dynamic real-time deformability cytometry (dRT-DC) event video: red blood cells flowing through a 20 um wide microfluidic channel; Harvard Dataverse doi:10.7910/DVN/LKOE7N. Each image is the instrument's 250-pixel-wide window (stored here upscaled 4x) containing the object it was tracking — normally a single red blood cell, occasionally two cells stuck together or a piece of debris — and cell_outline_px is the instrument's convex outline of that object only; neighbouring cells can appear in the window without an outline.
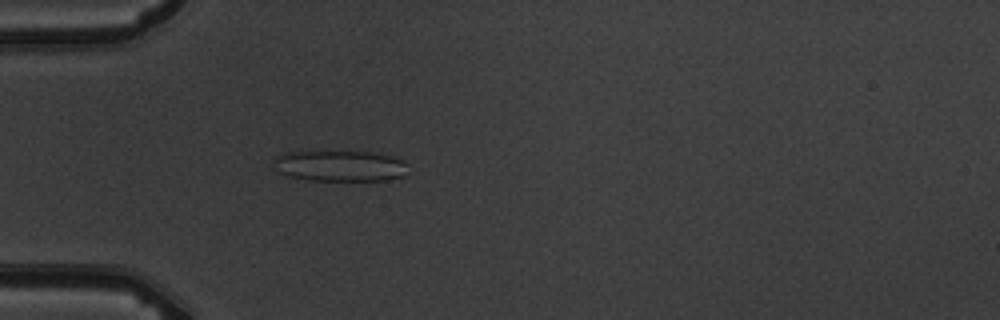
{"species": "common noctule bat (a hibernating species)", "species_latin": "Nyctalus noctula", "temperature_condition": "warm", "stored_images_in_passage": 4, "camera_frame_rate_fps": 3000, "um_per_image_px": 0.085, "animal": {"sex": "male", "body_mass_g": 19.5, "forearm_length_mm": 54.6}, "frame": {"image": 1, "passage_image": 4, "time_ms": 3.333, "image_size_px": [1000, 320], "cell_outline_px": [[408, 164], [404, 176], [388, 180], [312, 180], [288, 176], [276, 172], [272, 160], [276, 156], [284, 152], [380, 152], [404, 160]], "centroid_in_image_um": [28.9, 14.1], "position_along_channel_um": 56.1, "area_um2": 24.45}}